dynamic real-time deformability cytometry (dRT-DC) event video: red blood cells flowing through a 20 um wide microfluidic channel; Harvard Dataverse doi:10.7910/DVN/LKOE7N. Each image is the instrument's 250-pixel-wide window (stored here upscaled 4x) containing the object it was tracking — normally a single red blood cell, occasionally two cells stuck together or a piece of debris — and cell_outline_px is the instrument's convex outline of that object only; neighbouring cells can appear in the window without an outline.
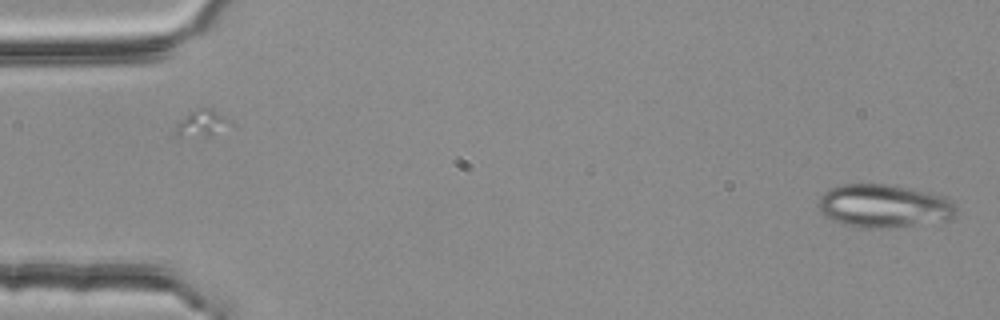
{"species": "common noctule bat (a hibernating species)", "species_latin": "Nyctalus noctula", "temperature_condition": "room temperature", "stored_images_in_passage": 2, "camera_frame_rate_fps": 3000, "um_per_image_px": 0.085, "animal": {"sex": "female", "body_mass_g": 25.1}, "frame": {"image": 1, "passage_image": 2, "time_ms": 0.333, "image_size_px": [1000, 320], "cell_outline_px": [[956, 216], [948, 220], [880, 228], [864, 228], [844, 224], [832, 220], [824, 216], [820, 212], [820, 196], [828, 188], [844, 184], [888, 184], [928, 192], [944, 196], [952, 200], [956, 204]], "centroid_in_image_um": [75.14, 17.5], "position_along_channel_um": 9.9, "area_um2": 34.56}}